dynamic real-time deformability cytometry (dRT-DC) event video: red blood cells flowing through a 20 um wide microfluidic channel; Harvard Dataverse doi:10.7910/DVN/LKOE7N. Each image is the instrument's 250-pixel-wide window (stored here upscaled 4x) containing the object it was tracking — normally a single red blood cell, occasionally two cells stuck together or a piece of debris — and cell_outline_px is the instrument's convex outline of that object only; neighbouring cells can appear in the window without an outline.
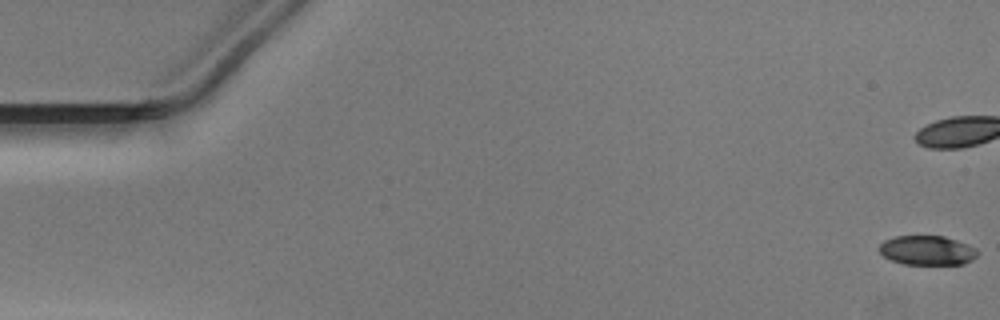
{"species": "Egyptian fruit bat (a non-hibernating species)", "species_latin": "Rousettus aegyptiacus", "temperature_condition": "warm", "stored_images_in_passage": 48, "camera_frame_rate_fps": 3000, "um_per_image_px": 0.085, "animal": {"sex": "male"}, "frame": {"image": 1, "passage_image": 1, "time_ms": 0.0, "image_size_px": [1000, 320], "cell_outline_px": [[976, 256], [972, 260], [964, 264], [904, 264], [892, 260], [884, 256], [880, 252], [880, 244], [884, 240], [896, 236], [944, 236], [956, 240], [976, 248]], "centroid_in_image_um": [78.8, 21.28], "position_along_channel_um": 6.2, "area_um2": 16.65}}